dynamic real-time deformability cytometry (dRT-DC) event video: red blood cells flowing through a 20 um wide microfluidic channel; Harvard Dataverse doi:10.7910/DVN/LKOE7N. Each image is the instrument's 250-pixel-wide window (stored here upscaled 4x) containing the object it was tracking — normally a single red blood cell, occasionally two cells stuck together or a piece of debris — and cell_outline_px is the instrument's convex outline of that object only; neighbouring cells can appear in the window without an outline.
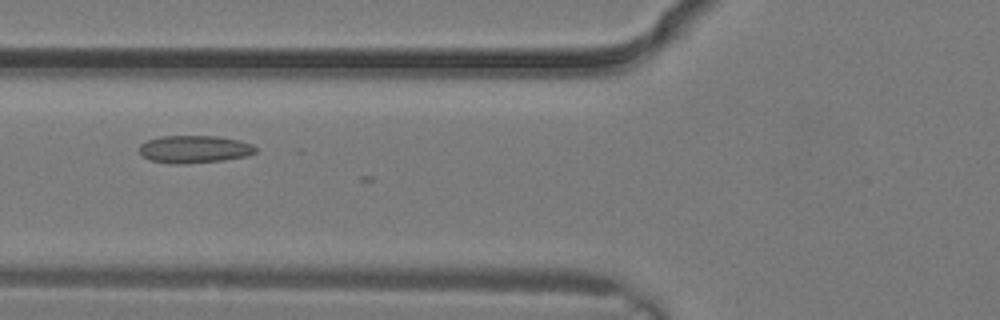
{"species": "common noctule bat (a hibernating species)", "species_latin": "Nyctalus noctula", "temperature_condition": "warm", "stored_images_in_passage": 4, "camera_frame_rate_fps": 3000, "um_per_image_px": 0.085, "animal": {"sex": "male", "body_mass_g": 19.2, "forearm_length_mm": 51.8}, "frame": {"image": 1, "passage_image": 4, "time_ms": 1.0, "image_size_px": [1000, 320], "cell_outline_px": [[256, 152], [248, 156], [224, 160], [180, 164], [172, 164], [152, 160], [144, 156], [140, 152], [140, 144], [148, 140], [164, 136], [216, 136], [240, 140], [252, 144], [256, 148]], "centroid_in_image_um": [16.56, 12.68], "position_along_channel_um": 109.2, "area_um2": 18.55}}